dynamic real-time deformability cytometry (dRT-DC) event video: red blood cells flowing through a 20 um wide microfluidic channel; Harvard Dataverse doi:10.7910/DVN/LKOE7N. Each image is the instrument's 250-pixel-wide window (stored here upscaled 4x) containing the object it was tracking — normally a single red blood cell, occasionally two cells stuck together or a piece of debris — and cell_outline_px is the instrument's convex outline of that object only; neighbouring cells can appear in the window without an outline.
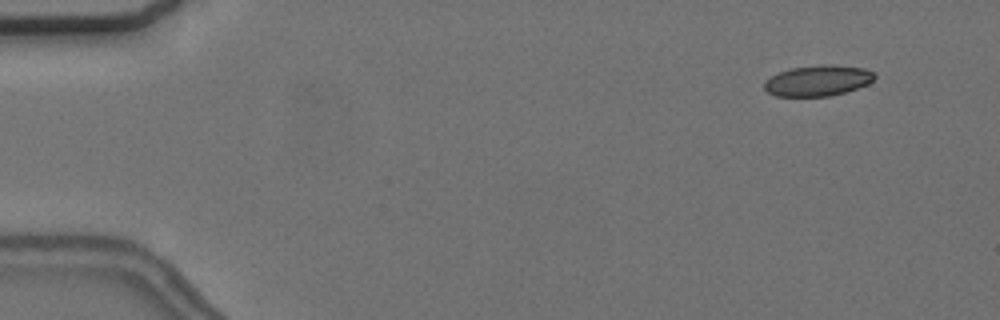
{"species": "common noctule bat (a hibernating species)", "species_latin": "Nyctalus noctula", "temperature_condition": "cold", "stored_images_in_passage": 4, "camera_frame_rate_fps": 3000, "um_per_image_px": 0.085, "animal": {"sex": "female", "body_mass_g": 24.6, "forearm_length_mm": 56.2}, "frame": {"image": 1, "passage_image": 2, "time_ms": 1.333, "image_size_px": [1000, 320], "cell_outline_px": [[876, 76], [868, 84], [844, 92], [828, 96], [776, 96], [768, 92], [764, 88], [764, 84], [772, 76], [780, 72], [792, 68], [820, 64], [832, 64], [864, 68], [872, 72]], "centroid_in_image_um": [69.53, 6.84], "position_along_channel_um": 15.5, "area_um2": 19.54}}